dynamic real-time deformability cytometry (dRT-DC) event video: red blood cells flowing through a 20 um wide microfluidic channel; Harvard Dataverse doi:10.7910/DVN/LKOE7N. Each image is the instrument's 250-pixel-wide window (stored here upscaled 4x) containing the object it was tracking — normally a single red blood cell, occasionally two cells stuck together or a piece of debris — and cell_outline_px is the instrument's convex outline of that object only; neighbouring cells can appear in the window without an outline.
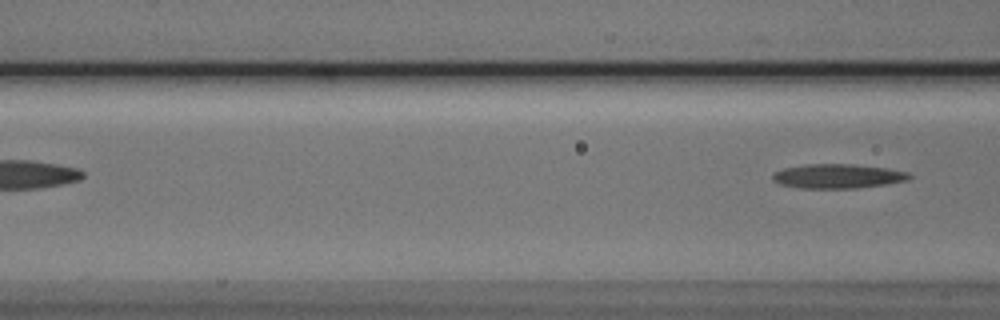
{"species": "Egyptian fruit bat (a non-hibernating species)", "species_latin": "Rousettus aegyptiacus", "temperature_condition": "cold", "stored_images_in_passage": 4, "camera_frame_rate_fps": 3000, "um_per_image_px": 0.085, "animal": {"sex": "male"}, "frame": {"image": 1, "passage_image": 4, "time_ms": 3.667, "image_size_px": [1000, 320], "cell_outline_px": [[912, 176], [908, 180], [884, 184], [856, 188], [800, 188], [780, 184], [772, 180], [772, 172], [784, 168], [804, 164], [852, 164], [888, 168], [908, 172]], "centroid_in_image_um": [71.18, 14.97], "position_along_channel_um": 95.4, "area_um2": 19.42}}